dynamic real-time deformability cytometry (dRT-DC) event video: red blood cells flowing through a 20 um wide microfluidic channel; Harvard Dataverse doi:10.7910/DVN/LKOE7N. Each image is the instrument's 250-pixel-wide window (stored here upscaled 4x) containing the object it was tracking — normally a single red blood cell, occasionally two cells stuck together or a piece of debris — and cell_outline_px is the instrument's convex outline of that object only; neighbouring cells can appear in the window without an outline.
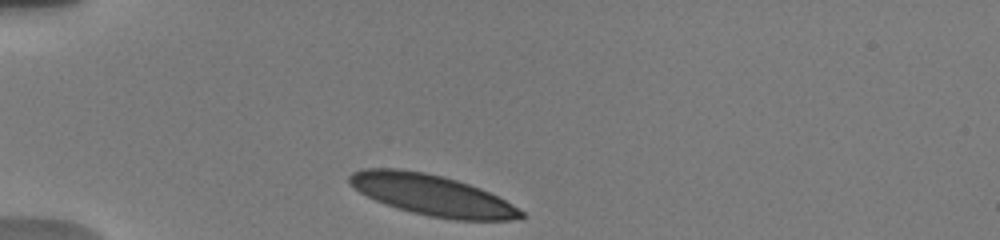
{"species": "human", "species_latin": "Homo sapiens", "temperature_condition": "warm", "stored_images_in_passage": 20, "camera_frame_rate_fps": 3000, "um_per_image_px": 0.085, "donor": {"sex": "male"}, "frame": {"image": 1, "passage_image": 1, "time_ms": 0.0, "image_size_px": [1000, 240], "cell_outline_px": [[524, 216], [512, 220], [456, 220], [428, 216], [412, 212], [376, 200], [360, 192], [348, 184], [348, 176], [352, 172], [364, 168], [396, 168], [424, 172], [456, 180], [480, 188], [512, 204], [524, 212]], "centroid_in_image_um": [36.7, 16.57], "position_along_channel_um": 48.3, "area_um2": 40.34}}
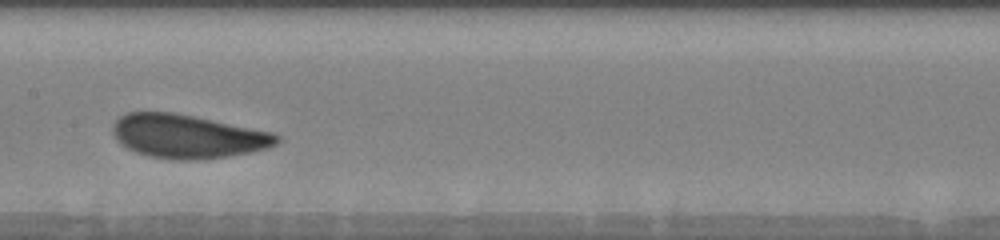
{"frame": {"image": 2, "passage_image": 11, "time_ms": 4.667, "image_size_px": [1000, 240], "cell_outline_px": [[280, 140], [276, 144], [268, 148], [252, 152], [228, 156], [200, 160], [172, 160], [148, 156], [136, 152], [120, 144], [116, 140], [112, 132], [112, 124], [120, 116], [128, 112], [172, 112], [272, 132], [280, 136]], "centroid_in_image_um": [15.92, 11.6], "position_along_channel_um": 191.5, "area_um2": 41.79}}
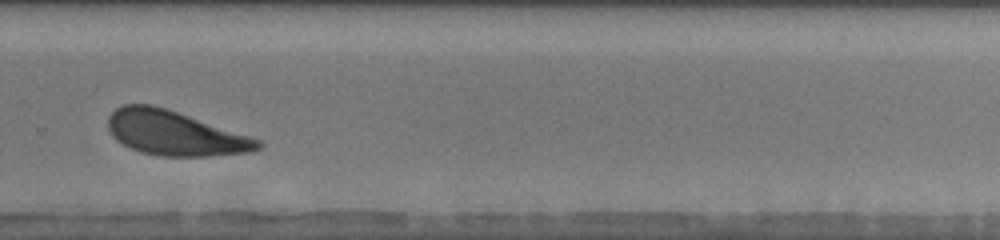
{"frame": {"image": 3, "passage_image": 18, "time_ms": 8.0, "image_size_px": [1000, 240], "cell_outline_px": [[264, 148], [252, 152], [212, 156], [160, 156], [140, 152], [116, 140], [112, 136], [108, 128], [108, 116], [116, 108], [124, 104], [152, 104], [252, 136], [264, 140]], "centroid_in_image_um": [14.92, 11.33], "position_along_channel_um": 314.9, "area_um2": 39.19}}